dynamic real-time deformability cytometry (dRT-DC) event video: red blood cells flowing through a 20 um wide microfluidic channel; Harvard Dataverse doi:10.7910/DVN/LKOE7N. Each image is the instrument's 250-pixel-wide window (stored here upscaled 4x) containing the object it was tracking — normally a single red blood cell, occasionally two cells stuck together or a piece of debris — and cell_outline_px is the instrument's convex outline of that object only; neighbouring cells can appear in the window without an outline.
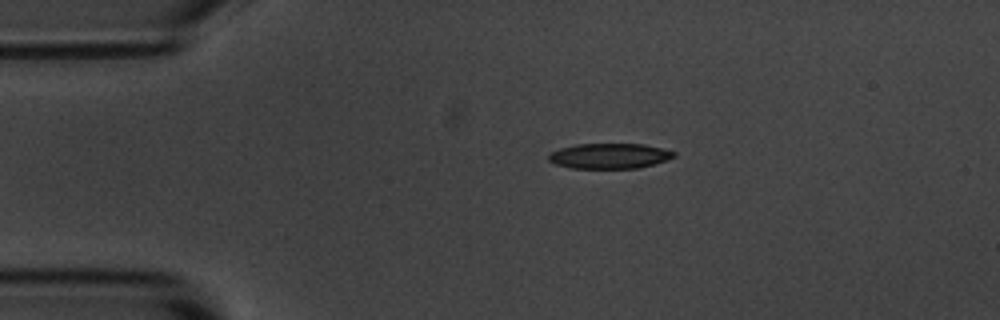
{"species": "common noctule bat (a hibernating species)", "species_latin": "Nyctalus noctula", "temperature_condition": "room temperature", "stored_images_in_passage": 2, "camera_frame_rate_fps": 3000, "um_per_image_px": 0.085, "animal": {"sex": "male", "body_mass_g": 20.1, "forearm_length_mm": 53.5}, "frame": {"image": 1, "passage_image": 1, "time_ms": 0.0, "image_size_px": [1000, 320], "cell_outline_px": [[676, 156], [668, 160], [636, 168], [568, 168], [556, 164], [548, 160], [548, 156], [552, 152], [560, 148], [576, 144], [644, 144], [676, 152]], "centroid_in_image_um": [51.8, 13.25], "position_along_channel_um": 33.2, "area_um2": 18.38}}